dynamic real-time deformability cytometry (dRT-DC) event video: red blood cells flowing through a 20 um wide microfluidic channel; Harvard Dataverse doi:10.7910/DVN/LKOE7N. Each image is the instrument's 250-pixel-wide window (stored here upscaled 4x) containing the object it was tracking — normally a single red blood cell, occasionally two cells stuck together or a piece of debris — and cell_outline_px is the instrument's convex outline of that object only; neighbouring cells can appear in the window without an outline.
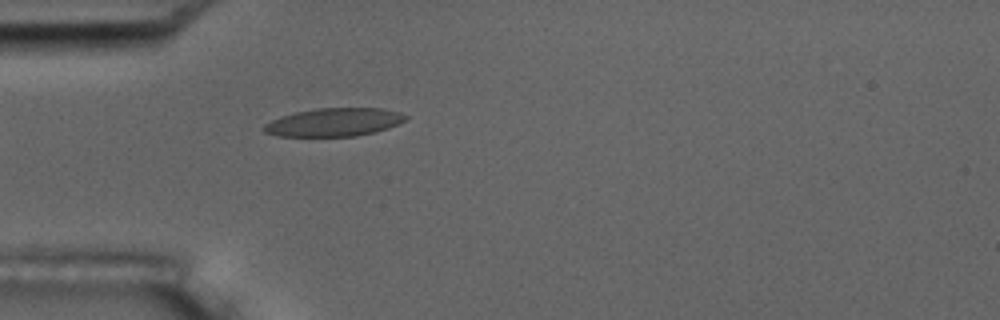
{"species": "common noctule bat (a hibernating species)", "species_latin": "Nyctalus noctula", "temperature_condition": "room temperature", "stored_images_in_passage": 4, "camera_frame_rate_fps": 3000, "um_per_image_px": 0.085, "animal": {"sex": "male", "body_mass_g": 17.5, "forearm_length_mm": 52.3}, "frame": {"image": 1, "passage_image": 4, "time_ms": 3.333, "image_size_px": [1000, 320], "cell_outline_px": [[408, 116], [404, 120], [388, 128], [376, 132], [356, 136], [276, 136], [264, 132], [264, 124], [280, 116], [296, 112], [316, 108], [380, 108], [400, 112]], "centroid_in_image_um": [28.38, 10.39], "position_along_channel_um": 56.6, "area_um2": 23.24}}